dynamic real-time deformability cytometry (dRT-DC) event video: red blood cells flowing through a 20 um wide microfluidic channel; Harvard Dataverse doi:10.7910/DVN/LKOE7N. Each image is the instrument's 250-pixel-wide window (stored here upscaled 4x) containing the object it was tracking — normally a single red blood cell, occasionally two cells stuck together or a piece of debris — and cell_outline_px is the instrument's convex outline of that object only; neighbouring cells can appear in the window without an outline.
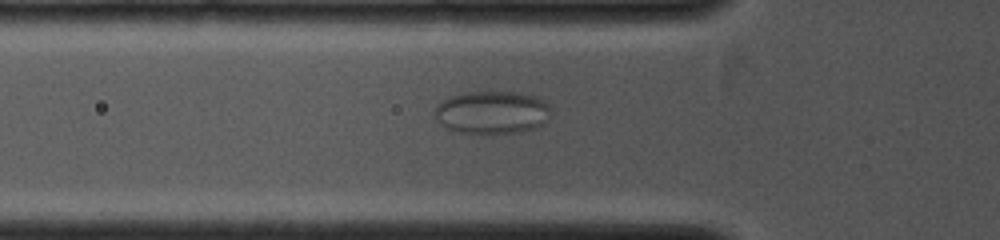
{"species": "common noctule bat (a hibernating species)", "species_latin": "Nyctalus noctula", "temperature_condition": "cold", "stored_images_in_passage": 33, "camera_frame_rate_fps": 4000, "um_per_image_px": 0.085, "animal": {"sex": "female", "body_mass_g": 19.0, "forearm_length_mm": 53.3}, "frame": {"image": 1, "passage_image": 17, "time_ms": 4.0, "image_size_px": [1000, 240], "cell_outline_px": [[552, 112], [548, 120], [532, 128], [520, 132], [460, 132], [448, 128], [440, 124], [432, 116], [436, 104], [452, 96], [468, 92], [520, 92], [536, 96], [544, 100], [548, 104]], "centroid_in_image_um": [41.82, 9.53], "position_along_channel_um": 84.0, "area_um2": 28.9}}
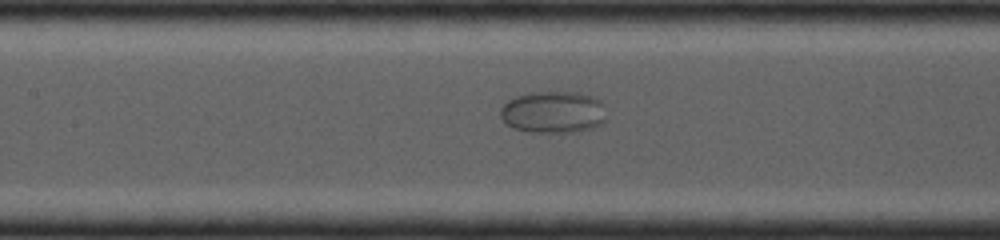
{"frame": {"image": 2, "passage_image": 23, "time_ms": 5.5, "image_size_px": [1000, 240], "cell_outline_px": [[604, 124], [592, 128], [572, 132], [532, 132], [512, 128], [500, 116], [500, 108], [508, 100], [516, 96], [528, 92], [576, 92], [592, 96], [600, 100], [604, 104]], "centroid_in_image_um": [47.02, 9.52], "position_along_channel_um": 160.4, "area_um2": 26.01}}
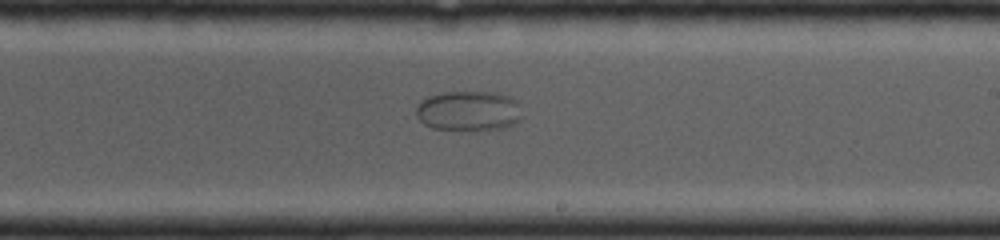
{"frame": {"image": 3, "passage_image": 30, "time_ms": 7.25, "image_size_px": [1000, 240], "cell_outline_px": [[520, 116], [512, 124], [500, 128], [432, 128], [424, 124], [416, 116], [416, 104], [420, 100], [428, 96], [440, 92], [496, 92], [512, 96], [516, 100]], "centroid_in_image_um": [39.76, 9.37], "position_along_channel_um": 249.2, "area_um2": 24.16}}